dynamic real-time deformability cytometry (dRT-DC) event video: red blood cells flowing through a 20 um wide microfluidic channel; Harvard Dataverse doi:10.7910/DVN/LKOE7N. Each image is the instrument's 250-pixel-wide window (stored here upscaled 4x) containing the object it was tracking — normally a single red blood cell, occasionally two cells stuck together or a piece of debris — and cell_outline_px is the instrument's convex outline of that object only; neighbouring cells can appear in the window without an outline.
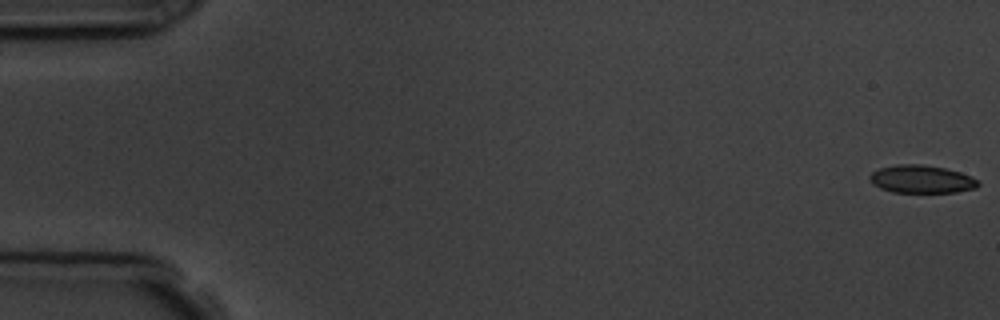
{"species": "common noctule bat (a hibernating species)", "species_latin": "Nyctalus noctula", "temperature_condition": "room temperature", "stored_images_in_passage": 5, "camera_frame_rate_fps": 3000, "um_per_image_px": 0.085, "animal": {"sex": "male", "body_mass_g": 19.5, "forearm_length_mm": 54.6}, "frame": {"image": 1, "passage_image": 1, "time_ms": 0.0, "image_size_px": [1000, 320], "cell_outline_px": [[980, 184], [976, 188], [956, 192], [892, 192], [880, 188], [872, 184], [868, 176], [872, 172], [880, 168], [896, 164], [920, 164], [944, 168], [960, 172], [972, 176], [980, 180]], "centroid_in_image_um": [78.34, 15.23], "position_along_channel_um": 6.7, "area_um2": 17.74}}
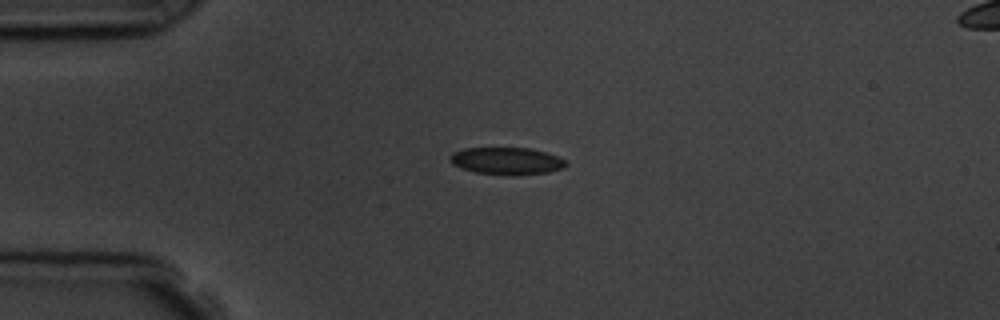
{"frame": {"image": 2, "passage_image": 4, "time_ms": 4.333, "image_size_px": [1000, 320], "cell_outline_px": [[568, 164], [564, 168], [548, 172], [512, 176], [476, 172], [460, 168], [452, 164], [452, 152], [464, 148], [528, 148], [544, 152], [556, 156], [564, 160]], "centroid_in_image_um": [43.07, 13.69], "position_along_channel_um": 41.9, "area_um2": 18.26}}